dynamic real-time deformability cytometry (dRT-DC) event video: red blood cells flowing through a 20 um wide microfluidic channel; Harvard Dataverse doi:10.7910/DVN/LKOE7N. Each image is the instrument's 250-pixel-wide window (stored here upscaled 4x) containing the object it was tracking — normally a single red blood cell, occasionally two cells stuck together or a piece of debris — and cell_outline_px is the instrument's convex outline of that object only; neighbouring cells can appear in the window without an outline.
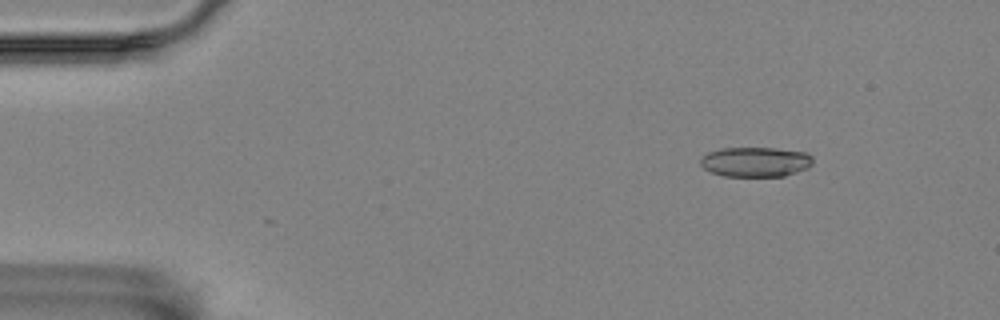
{"species": "Egyptian fruit bat (a non-hibernating species)", "species_latin": "Rousettus aegyptiacus", "temperature_condition": "room temperature", "stored_images_in_passage": 8, "camera_frame_rate_fps": 3000, "um_per_image_px": 0.085, "animal": {"sex": "female"}, "frame": {"image": 1, "passage_image": 2, "time_ms": 0.333, "image_size_px": [1000, 320], "cell_outline_px": [[812, 164], [808, 168], [784, 176], [724, 176], [712, 172], [704, 168], [700, 164], [700, 156], [708, 152], [720, 148], [776, 148], [808, 152], [812, 156]], "centroid_in_image_um": [64.22, 13.75], "position_along_channel_um": 20.8, "area_um2": 19.71}}
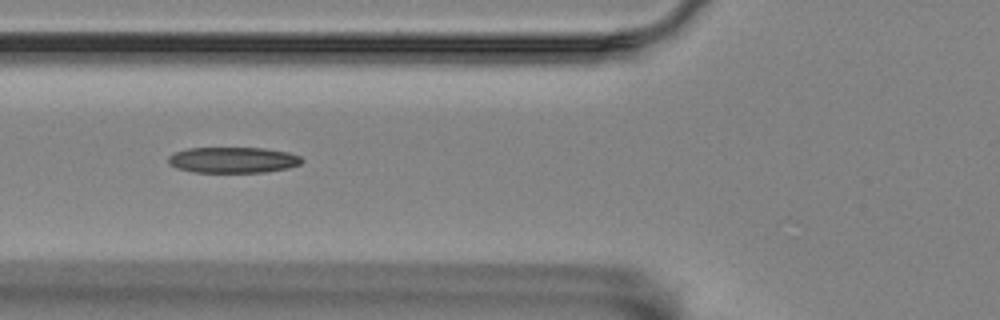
{"frame": {"image": 2, "passage_image": 6, "time_ms": 1.667, "image_size_px": [1000, 320], "cell_outline_px": [[304, 160], [300, 164], [288, 168], [264, 172], [196, 172], [176, 168], [168, 164], [168, 156], [172, 152], [188, 148], [264, 148], [288, 152], [300, 156]], "centroid_in_image_um": [19.78, 13.59], "position_along_channel_um": 106.0, "area_um2": 20.23}}
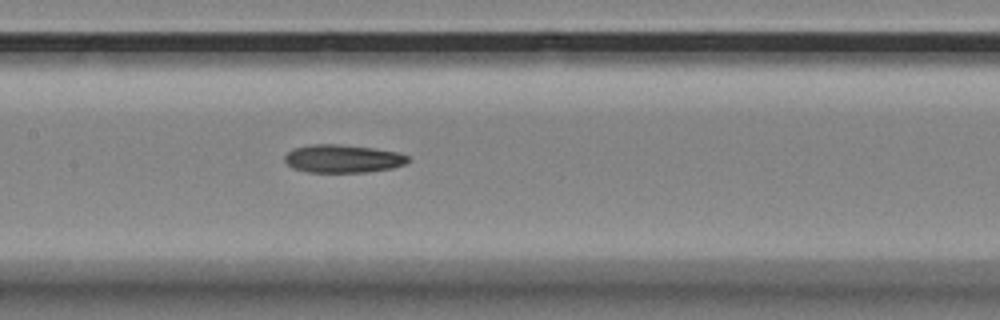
{"frame": {"image": 3, "passage_image": 8, "time_ms": 2.333, "image_size_px": [1000, 320], "cell_outline_px": [[408, 160], [404, 164], [392, 168], [368, 172], [308, 172], [292, 168], [284, 160], [284, 156], [292, 148], [312, 144], [336, 144], [372, 148], [400, 152], [408, 156]], "centroid_in_image_um": [29.11, 13.49], "position_along_channel_um": 178.3, "area_um2": 20.17}}